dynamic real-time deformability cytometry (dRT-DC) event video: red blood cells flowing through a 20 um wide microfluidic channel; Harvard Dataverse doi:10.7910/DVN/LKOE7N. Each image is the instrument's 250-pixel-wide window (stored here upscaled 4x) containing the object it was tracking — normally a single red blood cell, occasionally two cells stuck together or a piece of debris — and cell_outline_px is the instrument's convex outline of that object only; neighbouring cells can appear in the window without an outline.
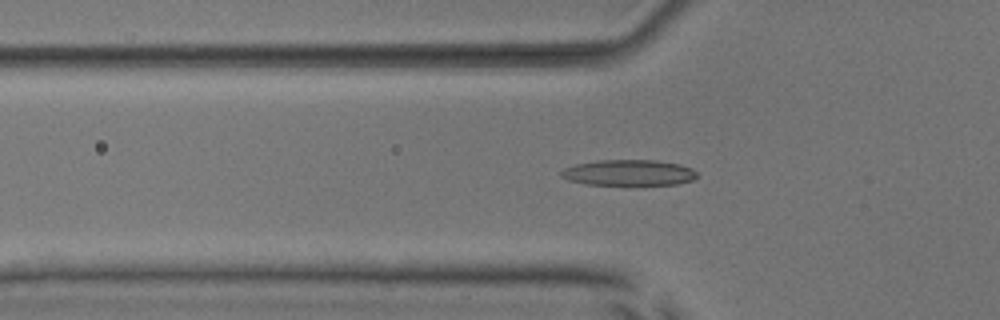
{"species": "common noctule bat (a hibernating species)", "species_latin": "Nyctalus noctula", "temperature_condition": "room temperature", "stored_images_in_passage": 51, "camera_frame_rate_fps": 3000, "um_per_image_px": 0.085, "animal": {"sex": "male", "body_mass_g": 17.9, "forearm_length_mm": 54.2}, "frame": {"image": 1, "passage_image": 17, "time_ms": 5.333, "image_size_px": [1000, 320], "cell_outline_px": [[696, 176], [692, 180], [676, 184], [588, 184], [568, 180], [560, 176], [560, 172], [564, 168], [576, 164], [596, 160], [656, 160], [680, 164], [692, 168], [696, 172]], "centroid_in_image_um": [53.42, 14.66], "position_along_channel_um": 72.4, "area_um2": 20.29}}
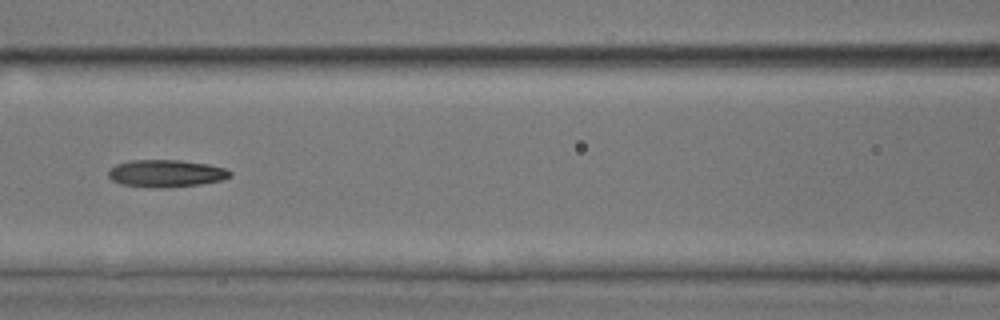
{"frame": {"image": 2, "passage_image": 23, "time_ms": 7.333, "image_size_px": [1000, 320], "cell_outline_px": [[232, 176], [220, 180], [200, 184], [168, 188], [152, 188], [120, 184], [112, 180], [108, 176], [108, 172], [116, 164], [132, 160], [180, 160], [208, 164], [224, 168], [232, 172]], "centroid_in_image_um": [14.11, 14.75], "position_along_channel_um": 152.5, "area_um2": 19.42}}
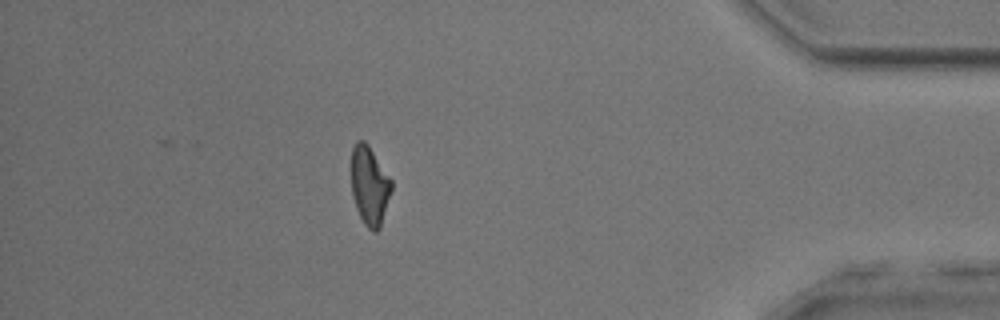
{"frame": {"image": 3, "passage_image": 45, "time_ms": 14.667, "image_size_px": [1000, 320], "cell_outline_px": [[392, 188], [380, 228], [376, 232], [372, 232], [364, 224], [356, 208], [352, 192], [352, 148], [356, 140], [364, 140], [368, 144], [392, 180]], "centroid_in_image_um": [31.42, 15.77], "position_along_channel_um": 403.8, "area_um2": 18.38}, "authors_computed_cell_mechanics": {"area_um2": 19.2474, "velocity_mm_per_s": 3.9999, "shape_relaxation_time_tau1_ms": 3.817, "shape_relaxation_time_tau2_ms": 2.1917, "deformation_change_tau1": 0.1407, "deformation_change_tau2": 0.1004}}